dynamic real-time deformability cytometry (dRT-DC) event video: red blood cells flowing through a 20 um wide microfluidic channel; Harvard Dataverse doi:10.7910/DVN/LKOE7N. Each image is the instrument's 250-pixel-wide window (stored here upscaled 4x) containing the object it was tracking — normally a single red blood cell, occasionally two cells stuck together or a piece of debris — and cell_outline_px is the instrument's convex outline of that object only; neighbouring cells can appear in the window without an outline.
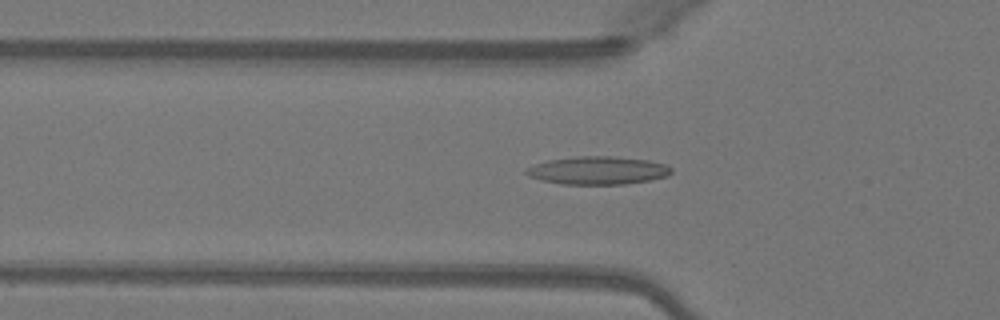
{"species": "Egyptian fruit bat (a non-hibernating species)", "species_latin": "Rousettus aegyptiacus", "temperature_condition": "warm", "stored_images_in_passage": 50, "camera_frame_rate_fps": 3000, "um_per_image_px": 0.085, "animal": {"sex": "female"}, "frame": {"image": 1, "passage_image": 17, "time_ms": 5.333, "image_size_px": [1000, 320], "cell_outline_px": [[672, 172], [668, 176], [648, 180], [624, 184], [560, 184], [540, 180], [528, 176], [524, 172], [528, 168], [536, 164], [548, 160], [576, 156], [608, 156], [648, 160], [664, 164], [672, 168]], "centroid_in_image_um": [50.8, 14.49], "position_along_channel_um": 75.0, "area_um2": 23.58}}
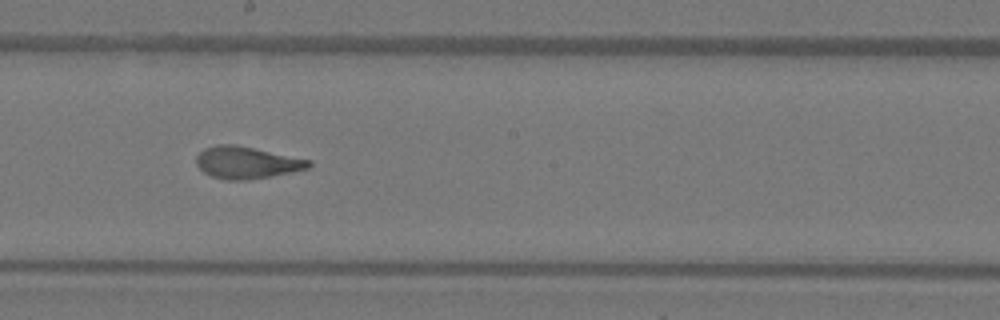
{"frame": {"image": 2, "passage_image": 28, "time_ms": 9.0, "image_size_px": [1000, 320], "cell_outline_px": [[312, 164], [308, 168], [292, 172], [272, 176], [248, 180], [224, 180], [212, 176], [204, 172], [196, 164], [196, 156], [204, 148], [216, 144], [236, 144], [312, 160]], "centroid_in_image_um": [20.97, 13.81], "position_along_channel_um": 227.2, "area_um2": 21.15}}
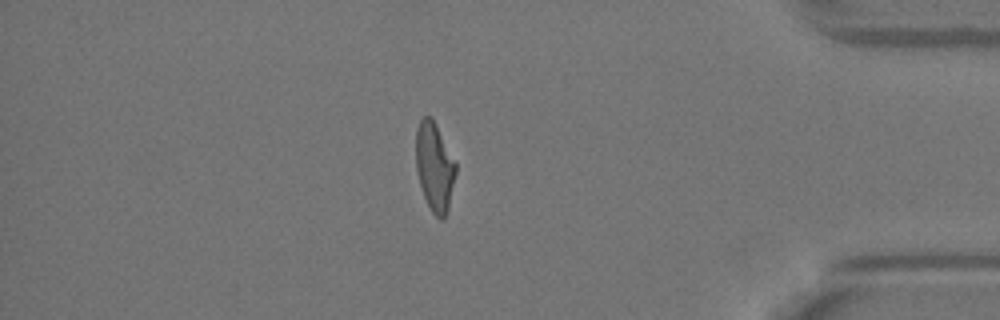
{"frame": {"image": 3, "passage_image": 43, "time_ms": 14.0, "image_size_px": [1000, 320], "cell_outline_px": [[456, 172], [448, 208], [444, 220], [440, 220], [432, 212], [424, 196], [420, 184], [416, 168], [416, 128], [420, 120], [424, 116], [432, 116], [456, 164]], "centroid_in_image_um": [36.93, 14.17], "position_along_channel_um": 398.3, "area_um2": 20.4}, "authors_computed_cell_mechanics": {"area_um2": 21.1259, "velocity_mm_per_s": 4.1147, "shape_relaxation_time_tau1_ms": 10.3245, "shape_relaxation_time_tau2_ms": 1.2937, "deformation_change_tau1": 0.3208, "deformation_change_tau2": 0.0902}}